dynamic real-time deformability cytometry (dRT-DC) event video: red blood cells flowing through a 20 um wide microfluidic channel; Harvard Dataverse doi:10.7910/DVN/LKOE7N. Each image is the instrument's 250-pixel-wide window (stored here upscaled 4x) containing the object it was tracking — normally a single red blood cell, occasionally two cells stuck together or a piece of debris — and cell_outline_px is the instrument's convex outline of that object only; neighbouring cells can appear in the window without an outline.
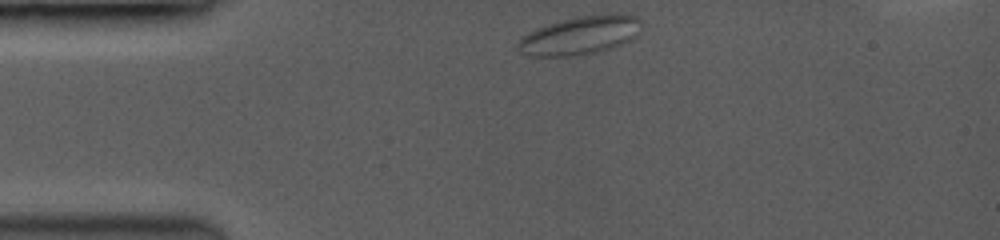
{"species": "common noctule bat (a hibernating species)", "species_latin": "Nyctalus noctula", "temperature_condition": "room temperature", "stored_images_in_passage": 45, "camera_frame_rate_fps": 3500, "um_per_image_px": 0.085, "animal": {"sex": "female", "body_mass_g": 19.0, "forearm_length_mm": 53.3}, "frame": {"image": 1, "passage_image": 1, "time_ms": 0.0, "image_size_px": [1000, 240], "cell_outline_px": [[640, 20], [628, 40], [604, 48], [564, 56], [532, 56], [516, 48], [516, 44], [524, 36], [548, 24], [580, 16], [632, 16]], "centroid_in_image_um": [49.13, 3.02], "position_along_channel_um": 35.9, "area_um2": 25.03}}
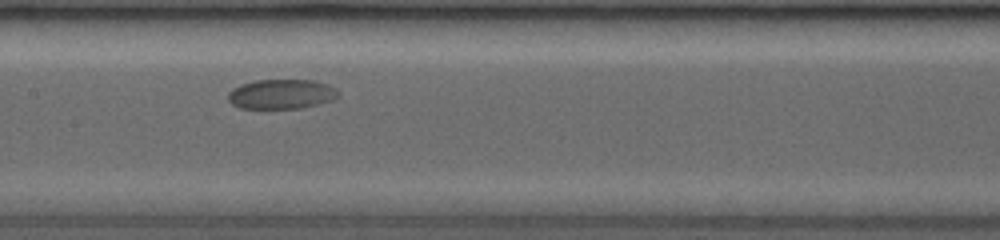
{"frame": {"image": 2, "passage_image": 19, "time_ms": 5.143, "image_size_px": [1000, 240], "cell_outline_px": [[336, 96], [328, 100], [316, 104], [296, 108], [240, 108], [232, 104], [228, 100], [228, 92], [232, 88], [240, 84], [256, 80], [312, 80], [336, 88]], "centroid_in_image_um": [23.81, 7.99], "position_along_channel_um": 183.6, "area_um2": 18.61}}
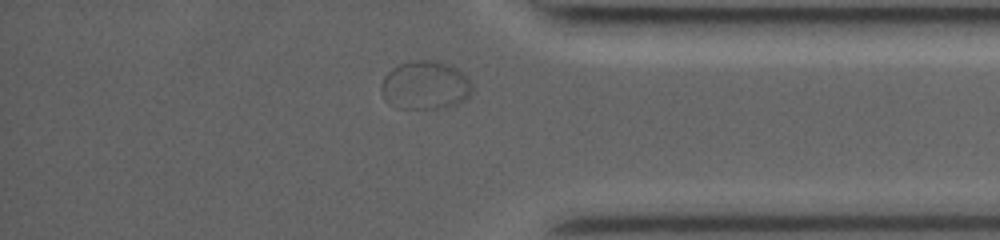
{"frame": {"image": 3, "passage_image": 40, "time_ms": 11.143, "image_size_px": [1000, 240], "cell_outline_px": [[472, 92], [464, 100], [456, 104], [436, 108], [396, 108], [388, 104], [384, 100], [380, 92], [380, 84], [384, 76], [392, 68], [400, 64], [420, 60], [428, 60], [456, 68], [464, 72], [468, 76], [472, 84]], "centroid_in_image_um": [36.11, 7.27], "position_along_channel_um": 399.1, "area_um2": 25.66}}